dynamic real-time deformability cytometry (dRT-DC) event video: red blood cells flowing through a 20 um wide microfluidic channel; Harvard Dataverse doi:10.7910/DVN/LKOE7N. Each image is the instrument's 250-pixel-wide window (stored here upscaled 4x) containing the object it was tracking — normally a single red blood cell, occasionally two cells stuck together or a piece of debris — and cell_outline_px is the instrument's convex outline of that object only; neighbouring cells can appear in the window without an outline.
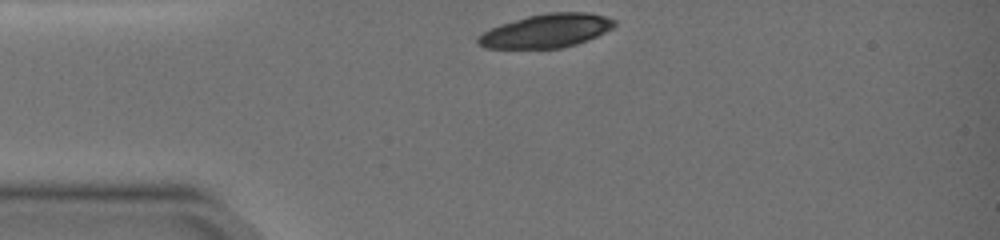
{"species": "common noctule bat (a hibernating species)", "species_latin": "Nyctalus noctula", "temperature_condition": "warm", "stored_images_in_passage": 34, "camera_frame_rate_fps": 3000, "um_per_image_px": 0.085, "animal": {"sex": "female", "body_mass_g": 19.0, "forearm_length_mm": 51.5}, "frame": {"image": 1, "passage_image": 1, "time_ms": 0.0, "image_size_px": [1000, 240], "cell_outline_px": [[616, 24], [612, 28], [588, 40], [576, 44], [560, 48], [484, 48], [476, 44], [476, 36], [500, 24], [528, 16], [548, 12], [588, 12], [604, 16], [616, 20]], "centroid_in_image_um": [46.42, 2.62], "position_along_channel_um": 38.6, "area_um2": 26.7}}
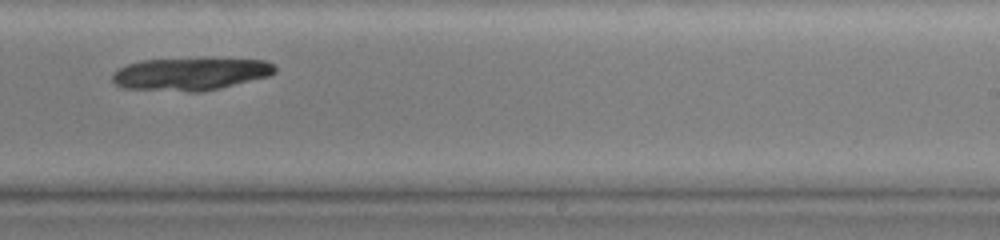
{"frame": {"image": 2, "passage_image": 22, "time_ms": 7.0, "image_size_px": [1000, 240], "cell_outline_px": [[276, 72], [268, 76], [200, 92], [188, 92], [124, 88], [116, 84], [112, 80], [112, 72], [128, 64], [144, 60], [264, 60], [276, 64]], "centroid_in_image_um": [16.15, 6.31], "position_along_channel_um": 272.8, "area_um2": 30.06}}
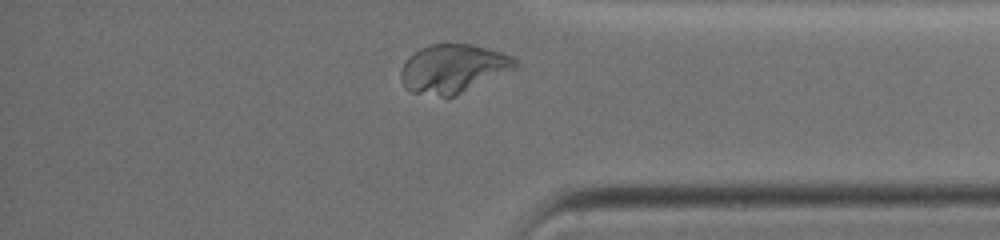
{"frame": {"image": 3, "passage_image": 32, "time_ms": 10.333, "image_size_px": [1000, 240], "cell_outline_px": [[520, 64], [516, 68], [456, 96], [440, 96], [412, 92], [400, 80], [400, 72], [408, 56], [412, 52], [420, 48], [444, 40], [448, 40], [472, 44], [500, 52], [512, 56]], "centroid_in_image_um": [38.51, 5.78], "position_along_channel_um": 396.7, "area_um2": 32.95}}